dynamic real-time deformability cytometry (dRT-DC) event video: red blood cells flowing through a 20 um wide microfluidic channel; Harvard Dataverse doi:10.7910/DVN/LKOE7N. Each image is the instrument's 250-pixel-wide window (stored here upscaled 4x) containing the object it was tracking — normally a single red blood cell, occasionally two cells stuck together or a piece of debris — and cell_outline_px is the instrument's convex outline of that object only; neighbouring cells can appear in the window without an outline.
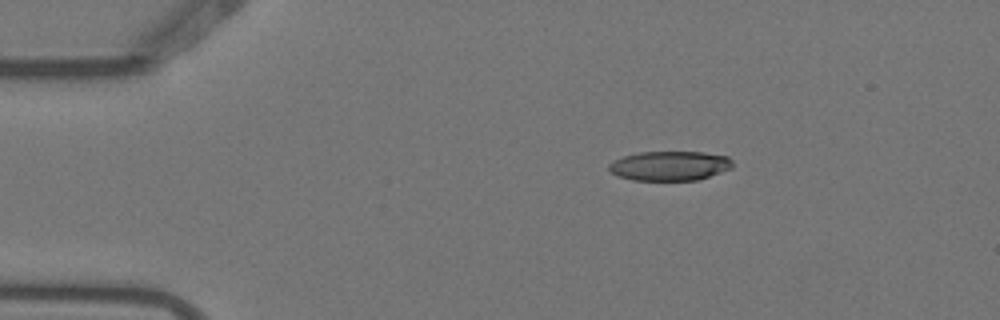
{"species": "Egyptian fruit bat (a non-hibernating species)", "species_latin": "Rousettus aegyptiacus", "temperature_condition": "warm", "stored_images_in_passage": 4, "segment_of_instrument_passage": [1, 2], "camera_frame_rate_fps": 3000, "um_per_image_px": 0.085, "animal": {"sex": "female"}, "frame": {"image": 1, "passage_image": 1, "time_ms": 0.0, "image_size_px": [1000, 320], "cell_outline_px": [[732, 168], [696, 180], [632, 180], [616, 176], [608, 168], [608, 164], [624, 156], [640, 152], [704, 152], [728, 156], [732, 160]], "centroid_in_image_um": [56.92, 14.09], "position_along_channel_um": 28.1, "area_um2": 21.15}}
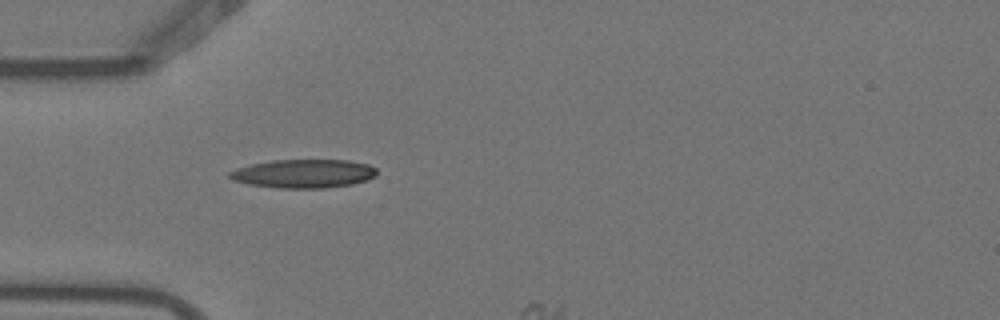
{"frame": {"image": 2, "passage_image": 3, "time_ms": 0.667, "image_size_px": [1000, 320], "cell_outline_px": [[376, 176], [368, 180], [352, 184], [324, 188], [276, 188], [248, 184], [232, 180], [228, 176], [228, 172], [236, 168], [252, 164], [272, 160], [348, 160], [368, 164], [376, 168]], "centroid_in_image_um": [25.8, 14.76], "position_along_channel_um": 59.2, "area_um2": 24.68}}